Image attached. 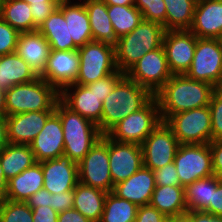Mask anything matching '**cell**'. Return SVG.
I'll use <instances>...</instances> for the list:
<instances>
[{
	"instance_id": "obj_41",
	"label": "cell",
	"mask_w": 222,
	"mask_h": 222,
	"mask_svg": "<svg viewBox=\"0 0 222 222\" xmlns=\"http://www.w3.org/2000/svg\"><path fill=\"white\" fill-rule=\"evenodd\" d=\"M19 34L0 17V56L16 52Z\"/></svg>"
},
{
	"instance_id": "obj_15",
	"label": "cell",
	"mask_w": 222,
	"mask_h": 222,
	"mask_svg": "<svg viewBox=\"0 0 222 222\" xmlns=\"http://www.w3.org/2000/svg\"><path fill=\"white\" fill-rule=\"evenodd\" d=\"M80 66L79 52L75 50H50L46 67L40 75L59 92L76 81Z\"/></svg>"
},
{
	"instance_id": "obj_17",
	"label": "cell",
	"mask_w": 222,
	"mask_h": 222,
	"mask_svg": "<svg viewBox=\"0 0 222 222\" xmlns=\"http://www.w3.org/2000/svg\"><path fill=\"white\" fill-rule=\"evenodd\" d=\"M44 185L51 194L74 190L79 182L78 164L66 155L41 161Z\"/></svg>"
},
{
	"instance_id": "obj_21",
	"label": "cell",
	"mask_w": 222,
	"mask_h": 222,
	"mask_svg": "<svg viewBox=\"0 0 222 222\" xmlns=\"http://www.w3.org/2000/svg\"><path fill=\"white\" fill-rule=\"evenodd\" d=\"M189 31L197 38L222 39V0H197Z\"/></svg>"
},
{
	"instance_id": "obj_42",
	"label": "cell",
	"mask_w": 222,
	"mask_h": 222,
	"mask_svg": "<svg viewBox=\"0 0 222 222\" xmlns=\"http://www.w3.org/2000/svg\"><path fill=\"white\" fill-rule=\"evenodd\" d=\"M153 172L156 186H181L174 162Z\"/></svg>"
},
{
	"instance_id": "obj_6",
	"label": "cell",
	"mask_w": 222,
	"mask_h": 222,
	"mask_svg": "<svg viewBox=\"0 0 222 222\" xmlns=\"http://www.w3.org/2000/svg\"><path fill=\"white\" fill-rule=\"evenodd\" d=\"M80 66L75 84L87 85L117 70L115 45L91 41L79 47Z\"/></svg>"
},
{
	"instance_id": "obj_19",
	"label": "cell",
	"mask_w": 222,
	"mask_h": 222,
	"mask_svg": "<svg viewBox=\"0 0 222 222\" xmlns=\"http://www.w3.org/2000/svg\"><path fill=\"white\" fill-rule=\"evenodd\" d=\"M36 162L56 159L64 154V133L60 117L54 112L30 143Z\"/></svg>"
},
{
	"instance_id": "obj_57",
	"label": "cell",
	"mask_w": 222,
	"mask_h": 222,
	"mask_svg": "<svg viewBox=\"0 0 222 222\" xmlns=\"http://www.w3.org/2000/svg\"><path fill=\"white\" fill-rule=\"evenodd\" d=\"M213 95L219 100L222 101V80L213 85Z\"/></svg>"
},
{
	"instance_id": "obj_16",
	"label": "cell",
	"mask_w": 222,
	"mask_h": 222,
	"mask_svg": "<svg viewBox=\"0 0 222 222\" xmlns=\"http://www.w3.org/2000/svg\"><path fill=\"white\" fill-rule=\"evenodd\" d=\"M143 166L142 147L109 138V167L113 186L127 180Z\"/></svg>"
},
{
	"instance_id": "obj_55",
	"label": "cell",
	"mask_w": 222,
	"mask_h": 222,
	"mask_svg": "<svg viewBox=\"0 0 222 222\" xmlns=\"http://www.w3.org/2000/svg\"><path fill=\"white\" fill-rule=\"evenodd\" d=\"M6 191H7V180L4 177V171L2 170L0 164V194H2L5 197Z\"/></svg>"
},
{
	"instance_id": "obj_12",
	"label": "cell",
	"mask_w": 222,
	"mask_h": 222,
	"mask_svg": "<svg viewBox=\"0 0 222 222\" xmlns=\"http://www.w3.org/2000/svg\"><path fill=\"white\" fill-rule=\"evenodd\" d=\"M125 75L155 95L173 75L163 45L144 54Z\"/></svg>"
},
{
	"instance_id": "obj_44",
	"label": "cell",
	"mask_w": 222,
	"mask_h": 222,
	"mask_svg": "<svg viewBox=\"0 0 222 222\" xmlns=\"http://www.w3.org/2000/svg\"><path fill=\"white\" fill-rule=\"evenodd\" d=\"M168 220V216L150 204L138 206L135 222H168Z\"/></svg>"
},
{
	"instance_id": "obj_35",
	"label": "cell",
	"mask_w": 222,
	"mask_h": 222,
	"mask_svg": "<svg viewBox=\"0 0 222 222\" xmlns=\"http://www.w3.org/2000/svg\"><path fill=\"white\" fill-rule=\"evenodd\" d=\"M107 12L117 38L132 32L143 20L135 6L107 5Z\"/></svg>"
},
{
	"instance_id": "obj_5",
	"label": "cell",
	"mask_w": 222,
	"mask_h": 222,
	"mask_svg": "<svg viewBox=\"0 0 222 222\" xmlns=\"http://www.w3.org/2000/svg\"><path fill=\"white\" fill-rule=\"evenodd\" d=\"M60 92L40 76L6 89V115L33 111H55Z\"/></svg>"
},
{
	"instance_id": "obj_11",
	"label": "cell",
	"mask_w": 222,
	"mask_h": 222,
	"mask_svg": "<svg viewBox=\"0 0 222 222\" xmlns=\"http://www.w3.org/2000/svg\"><path fill=\"white\" fill-rule=\"evenodd\" d=\"M188 78L214 85L222 80V39L197 38Z\"/></svg>"
},
{
	"instance_id": "obj_28",
	"label": "cell",
	"mask_w": 222,
	"mask_h": 222,
	"mask_svg": "<svg viewBox=\"0 0 222 222\" xmlns=\"http://www.w3.org/2000/svg\"><path fill=\"white\" fill-rule=\"evenodd\" d=\"M107 192L78 182L74 188L73 208L91 222H100Z\"/></svg>"
},
{
	"instance_id": "obj_26",
	"label": "cell",
	"mask_w": 222,
	"mask_h": 222,
	"mask_svg": "<svg viewBox=\"0 0 222 222\" xmlns=\"http://www.w3.org/2000/svg\"><path fill=\"white\" fill-rule=\"evenodd\" d=\"M38 31L48 41L51 50L78 49L73 39H70L69 26H67L63 12L59 7L38 27Z\"/></svg>"
},
{
	"instance_id": "obj_38",
	"label": "cell",
	"mask_w": 222,
	"mask_h": 222,
	"mask_svg": "<svg viewBox=\"0 0 222 222\" xmlns=\"http://www.w3.org/2000/svg\"><path fill=\"white\" fill-rule=\"evenodd\" d=\"M134 6L142 13L143 20L159 23L166 30V7L164 0H135Z\"/></svg>"
},
{
	"instance_id": "obj_49",
	"label": "cell",
	"mask_w": 222,
	"mask_h": 222,
	"mask_svg": "<svg viewBox=\"0 0 222 222\" xmlns=\"http://www.w3.org/2000/svg\"><path fill=\"white\" fill-rule=\"evenodd\" d=\"M27 205L33 209L40 206L51 205V193L46 189H40L26 200Z\"/></svg>"
},
{
	"instance_id": "obj_45",
	"label": "cell",
	"mask_w": 222,
	"mask_h": 222,
	"mask_svg": "<svg viewBox=\"0 0 222 222\" xmlns=\"http://www.w3.org/2000/svg\"><path fill=\"white\" fill-rule=\"evenodd\" d=\"M74 190L51 194V205L54 211L60 213L73 208Z\"/></svg>"
},
{
	"instance_id": "obj_14",
	"label": "cell",
	"mask_w": 222,
	"mask_h": 222,
	"mask_svg": "<svg viewBox=\"0 0 222 222\" xmlns=\"http://www.w3.org/2000/svg\"><path fill=\"white\" fill-rule=\"evenodd\" d=\"M197 37L189 30H166L163 47L168 66L173 75H183L189 70Z\"/></svg>"
},
{
	"instance_id": "obj_25",
	"label": "cell",
	"mask_w": 222,
	"mask_h": 222,
	"mask_svg": "<svg viewBox=\"0 0 222 222\" xmlns=\"http://www.w3.org/2000/svg\"><path fill=\"white\" fill-rule=\"evenodd\" d=\"M43 177L41 162L34 163L7 181L5 199L26 202L30 196L43 189Z\"/></svg>"
},
{
	"instance_id": "obj_10",
	"label": "cell",
	"mask_w": 222,
	"mask_h": 222,
	"mask_svg": "<svg viewBox=\"0 0 222 222\" xmlns=\"http://www.w3.org/2000/svg\"><path fill=\"white\" fill-rule=\"evenodd\" d=\"M173 162L180 185L184 188L199 179L214 175L209 144H180Z\"/></svg>"
},
{
	"instance_id": "obj_31",
	"label": "cell",
	"mask_w": 222,
	"mask_h": 222,
	"mask_svg": "<svg viewBox=\"0 0 222 222\" xmlns=\"http://www.w3.org/2000/svg\"><path fill=\"white\" fill-rule=\"evenodd\" d=\"M149 204L168 217L188 211L182 186H156Z\"/></svg>"
},
{
	"instance_id": "obj_29",
	"label": "cell",
	"mask_w": 222,
	"mask_h": 222,
	"mask_svg": "<svg viewBox=\"0 0 222 222\" xmlns=\"http://www.w3.org/2000/svg\"><path fill=\"white\" fill-rule=\"evenodd\" d=\"M83 3L89 17L93 41L115 45L118 38L107 12V4L103 0H83Z\"/></svg>"
},
{
	"instance_id": "obj_47",
	"label": "cell",
	"mask_w": 222,
	"mask_h": 222,
	"mask_svg": "<svg viewBox=\"0 0 222 222\" xmlns=\"http://www.w3.org/2000/svg\"><path fill=\"white\" fill-rule=\"evenodd\" d=\"M33 222H57L58 212L49 206H40L32 209Z\"/></svg>"
},
{
	"instance_id": "obj_30",
	"label": "cell",
	"mask_w": 222,
	"mask_h": 222,
	"mask_svg": "<svg viewBox=\"0 0 222 222\" xmlns=\"http://www.w3.org/2000/svg\"><path fill=\"white\" fill-rule=\"evenodd\" d=\"M36 163L29 145L9 143L0 152V164L8 181Z\"/></svg>"
},
{
	"instance_id": "obj_3",
	"label": "cell",
	"mask_w": 222,
	"mask_h": 222,
	"mask_svg": "<svg viewBox=\"0 0 222 222\" xmlns=\"http://www.w3.org/2000/svg\"><path fill=\"white\" fill-rule=\"evenodd\" d=\"M164 26L151 21L142 22L115 44L117 69L126 73L144 54L163 45Z\"/></svg>"
},
{
	"instance_id": "obj_53",
	"label": "cell",
	"mask_w": 222,
	"mask_h": 222,
	"mask_svg": "<svg viewBox=\"0 0 222 222\" xmlns=\"http://www.w3.org/2000/svg\"><path fill=\"white\" fill-rule=\"evenodd\" d=\"M6 89L0 88V117H6Z\"/></svg>"
},
{
	"instance_id": "obj_22",
	"label": "cell",
	"mask_w": 222,
	"mask_h": 222,
	"mask_svg": "<svg viewBox=\"0 0 222 222\" xmlns=\"http://www.w3.org/2000/svg\"><path fill=\"white\" fill-rule=\"evenodd\" d=\"M155 187L154 172L142 166L127 180L114 185L112 192L119 198L135 203L137 206H142L150 203Z\"/></svg>"
},
{
	"instance_id": "obj_32",
	"label": "cell",
	"mask_w": 222,
	"mask_h": 222,
	"mask_svg": "<svg viewBox=\"0 0 222 222\" xmlns=\"http://www.w3.org/2000/svg\"><path fill=\"white\" fill-rule=\"evenodd\" d=\"M0 17L19 33L34 31L30 5L20 0H0Z\"/></svg>"
},
{
	"instance_id": "obj_40",
	"label": "cell",
	"mask_w": 222,
	"mask_h": 222,
	"mask_svg": "<svg viewBox=\"0 0 222 222\" xmlns=\"http://www.w3.org/2000/svg\"><path fill=\"white\" fill-rule=\"evenodd\" d=\"M125 76L124 72L120 70H116L114 73L99 79L95 82L89 83L85 85L89 90H93V92L101 98L103 102L104 99L112 92L116 84Z\"/></svg>"
},
{
	"instance_id": "obj_27",
	"label": "cell",
	"mask_w": 222,
	"mask_h": 222,
	"mask_svg": "<svg viewBox=\"0 0 222 222\" xmlns=\"http://www.w3.org/2000/svg\"><path fill=\"white\" fill-rule=\"evenodd\" d=\"M39 76L16 52L0 56V88L31 82Z\"/></svg>"
},
{
	"instance_id": "obj_9",
	"label": "cell",
	"mask_w": 222,
	"mask_h": 222,
	"mask_svg": "<svg viewBox=\"0 0 222 222\" xmlns=\"http://www.w3.org/2000/svg\"><path fill=\"white\" fill-rule=\"evenodd\" d=\"M79 182L105 192L114 189L109 167V137L102 135L78 163Z\"/></svg>"
},
{
	"instance_id": "obj_39",
	"label": "cell",
	"mask_w": 222,
	"mask_h": 222,
	"mask_svg": "<svg viewBox=\"0 0 222 222\" xmlns=\"http://www.w3.org/2000/svg\"><path fill=\"white\" fill-rule=\"evenodd\" d=\"M30 5L34 31L58 8L61 0H20Z\"/></svg>"
},
{
	"instance_id": "obj_36",
	"label": "cell",
	"mask_w": 222,
	"mask_h": 222,
	"mask_svg": "<svg viewBox=\"0 0 222 222\" xmlns=\"http://www.w3.org/2000/svg\"><path fill=\"white\" fill-rule=\"evenodd\" d=\"M137 209L135 203L108 192L100 222H135Z\"/></svg>"
},
{
	"instance_id": "obj_37",
	"label": "cell",
	"mask_w": 222,
	"mask_h": 222,
	"mask_svg": "<svg viewBox=\"0 0 222 222\" xmlns=\"http://www.w3.org/2000/svg\"><path fill=\"white\" fill-rule=\"evenodd\" d=\"M0 222H33L32 209L26 202L5 199Z\"/></svg>"
},
{
	"instance_id": "obj_24",
	"label": "cell",
	"mask_w": 222,
	"mask_h": 222,
	"mask_svg": "<svg viewBox=\"0 0 222 222\" xmlns=\"http://www.w3.org/2000/svg\"><path fill=\"white\" fill-rule=\"evenodd\" d=\"M58 7L69 26L70 39H73L78 48L93 41L89 17L83 2L72 3L71 0H61Z\"/></svg>"
},
{
	"instance_id": "obj_2",
	"label": "cell",
	"mask_w": 222,
	"mask_h": 222,
	"mask_svg": "<svg viewBox=\"0 0 222 222\" xmlns=\"http://www.w3.org/2000/svg\"><path fill=\"white\" fill-rule=\"evenodd\" d=\"M153 97L148 89L125 75L102 102L101 122L97 125L100 133L106 135L116 124L143 108Z\"/></svg>"
},
{
	"instance_id": "obj_56",
	"label": "cell",
	"mask_w": 222,
	"mask_h": 222,
	"mask_svg": "<svg viewBox=\"0 0 222 222\" xmlns=\"http://www.w3.org/2000/svg\"><path fill=\"white\" fill-rule=\"evenodd\" d=\"M168 222H191V217L187 213H185V214L169 217Z\"/></svg>"
},
{
	"instance_id": "obj_52",
	"label": "cell",
	"mask_w": 222,
	"mask_h": 222,
	"mask_svg": "<svg viewBox=\"0 0 222 222\" xmlns=\"http://www.w3.org/2000/svg\"><path fill=\"white\" fill-rule=\"evenodd\" d=\"M9 144L6 117H0V152Z\"/></svg>"
},
{
	"instance_id": "obj_23",
	"label": "cell",
	"mask_w": 222,
	"mask_h": 222,
	"mask_svg": "<svg viewBox=\"0 0 222 222\" xmlns=\"http://www.w3.org/2000/svg\"><path fill=\"white\" fill-rule=\"evenodd\" d=\"M50 44L38 31L20 33L16 53L40 76L50 54Z\"/></svg>"
},
{
	"instance_id": "obj_46",
	"label": "cell",
	"mask_w": 222,
	"mask_h": 222,
	"mask_svg": "<svg viewBox=\"0 0 222 222\" xmlns=\"http://www.w3.org/2000/svg\"><path fill=\"white\" fill-rule=\"evenodd\" d=\"M214 175L222 178V139L209 143Z\"/></svg>"
},
{
	"instance_id": "obj_18",
	"label": "cell",
	"mask_w": 222,
	"mask_h": 222,
	"mask_svg": "<svg viewBox=\"0 0 222 222\" xmlns=\"http://www.w3.org/2000/svg\"><path fill=\"white\" fill-rule=\"evenodd\" d=\"M60 100L72 111L98 125L101 122L103 103L93 90L85 85L70 84L60 91Z\"/></svg>"
},
{
	"instance_id": "obj_1",
	"label": "cell",
	"mask_w": 222,
	"mask_h": 222,
	"mask_svg": "<svg viewBox=\"0 0 222 222\" xmlns=\"http://www.w3.org/2000/svg\"><path fill=\"white\" fill-rule=\"evenodd\" d=\"M213 85L183 75H172L154 95L159 104L160 117L165 122L171 115L208 106Z\"/></svg>"
},
{
	"instance_id": "obj_34",
	"label": "cell",
	"mask_w": 222,
	"mask_h": 222,
	"mask_svg": "<svg viewBox=\"0 0 222 222\" xmlns=\"http://www.w3.org/2000/svg\"><path fill=\"white\" fill-rule=\"evenodd\" d=\"M166 30H189L197 0H164Z\"/></svg>"
},
{
	"instance_id": "obj_50",
	"label": "cell",
	"mask_w": 222,
	"mask_h": 222,
	"mask_svg": "<svg viewBox=\"0 0 222 222\" xmlns=\"http://www.w3.org/2000/svg\"><path fill=\"white\" fill-rule=\"evenodd\" d=\"M57 222H91L84 217L78 210L72 208L58 214Z\"/></svg>"
},
{
	"instance_id": "obj_13",
	"label": "cell",
	"mask_w": 222,
	"mask_h": 222,
	"mask_svg": "<svg viewBox=\"0 0 222 222\" xmlns=\"http://www.w3.org/2000/svg\"><path fill=\"white\" fill-rule=\"evenodd\" d=\"M179 145L172 129L161 121L141 144L143 166L154 171L172 163Z\"/></svg>"
},
{
	"instance_id": "obj_7",
	"label": "cell",
	"mask_w": 222,
	"mask_h": 222,
	"mask_svg": "<svg viewBox=\"0 0 222 222\" xmlns=\"http://www.w3.org/2000/svg\"><path fill=\"white\" fill-rule=\"evenodd\" d=\"M161 121L158 100L154 96L143 108L129 114L106 135L117 142L141 145Z\"/></svg>"
},
{
	"instance_id": "obj_58",
	"label": "cell",
	"mask_w": 222,
	"mask_h": 222,
	"mask_svg": "<svg viewBox=\"0 0 222 222\" xmlns=\"http://www.w3.org/2000/svg\"><path fill=\"white\" fill-rule=\"evenodd\" d=\"M4 201H5V197L2 194H0V213H1Z\"/></svg>"
},
{
	"instance_id": "obj_43",
	"label": "cell",
	"mask_w": 222,
	"mask_h": 222,
	"mask_svg": "<svg viewBox=\"0 0 222 222\" xmlns=\"http://www.w3.org/2000/svg\"><path fill=\"white\" fill-rule=\"evenodd\" d=\"M208 106L211 111L212 141L220 140L222 139V101L212 94Z\"/></svg>"
},
{
	"instance_id": "obj_8",
	"label": "cell",
	"mask_w": 222,
	"mask_h": 222,
	"mask_svg": "<svg viewBox=\"0 0 222 222\" xmlns=\"http://www.w3.org/2000/svg\"><path fill=\"white\" fill-rule=\"evenodd\" d=\"M165 123L172 129L179 144H209L212 141L209 106L175 113Z\"/></svg>"
},
{
	"instance_id": "obj_33",
	"label": "cell",
	"mask_w": 222,
	"mask_h": 222,
	"mask_svg": "<svg viewBox=\"0 0 222 222\" xmlns=\"http://www.w3.org/2000/svg\"><path fill=\"white\" fill-rule=\"evenodd\" d=\"M217 188V176L199 179L184 188L188 211H205L212 201L213 191Z\"/></svg>"
},
{
	"instance_id": "obj_20",
	"label": "cell",
	"mask_w": 222,
	"mask_h": 222,
	"mask_svg": "<svg viewBox=\"0 0 222 222\" xmlns=\"http://www.w3.org/2000/svg\"><path fill=\"white\" fill-rule=\"evenodd\" d=\"M55 111H33L6 116L8 142L30 145Z\"/></svg>"
},
{
	"instance_id": "obj_54",
	"label": "cell",
	"mask_w": 222,
	"mask_h": 222,
	"mask_svg": "<svg viewBox=\"0 0 222 222\" xmlns=\"http://www.w3.org/2000/svg\"><path fill=\"white\" fill-rule=\"evenodd\" d=\"M107 5L134 6L135 0H103Z\"/></svg>"
},
{
	"instance_id": "obj_51",
	"label": "cell",
	"mask_w": 222,
	"mask_h": 222,
	"mask_svg": "<svg viewBox=\"0 0 222 222\" xmlns=\"http://www.w3.org/2000/svg\"><path fill=\"white\" fill-rule=\"evenodd\" d=\"M191 222H222V217L205 211H187Z\"/></svg>"
},
{
	"instance_id": "obj_48",
	"label": "cell",
	"mask_w": 222,
	"mask_h": 222,
	"mask_svg": "<svg viewBox=\"0 0 222 222\" xmlns=\"http://www.w3.org/2000/svg\"><path fill=\"white\" fill-rule=\"evenodd\" d=\"M205 212L222 217V178L217 177V188L213 191L212 201Z\"/></svg>"
},
{
	"instance_id": "obj_4",
	"label": "cell",
	"mask_w": 222,
	"mask_h": 222,
	"mask_svg": "<svg viewBox=\"0 0 222 222\" xmlns=\"http://www.w3.org/2000/svg\"><path fill=\"white\" fill-rule=\"evenodd\" d=\"M55 113L60 117L64 133V155L77 164L101 138L96 124L68 108L60 99Z\"/></svg>"
}]
</instances>
